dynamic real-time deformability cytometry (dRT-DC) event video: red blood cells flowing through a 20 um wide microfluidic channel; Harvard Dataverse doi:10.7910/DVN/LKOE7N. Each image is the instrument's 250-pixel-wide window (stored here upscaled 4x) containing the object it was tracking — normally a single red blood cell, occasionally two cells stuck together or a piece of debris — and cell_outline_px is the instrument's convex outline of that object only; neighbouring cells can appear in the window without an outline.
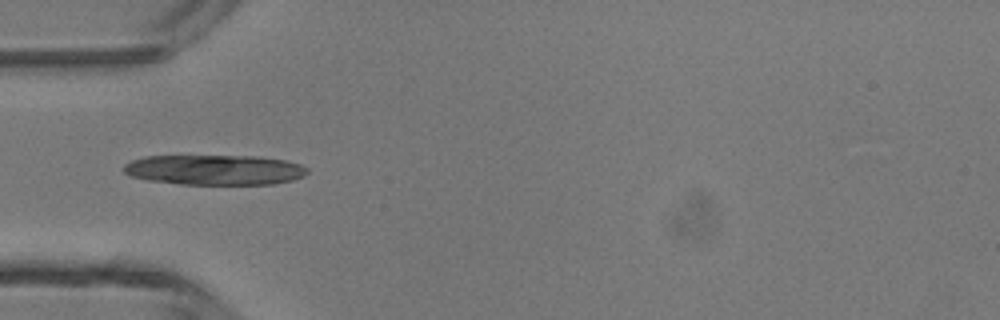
{"species": "common noctule bat (a hibernating species)", "species_latin": "Nyctalus noctula", "temperature_condition": "room temperature", "stored_images_in_passage": 33, "camera_frame_rate_fps": 3000, "um_per_image_px": 0.085, "animal": {"sex": "male", "body_mass_g": 13.3}, "frame": {"image": 1, "passage_image": 1, "time_ms": 0.0, "image_size_px": [1000, 320], "cell_outline_px": [[308, 172], [304, 176], [292, 180], [272, 184], [180, 184], [148, 180], [132, 176], [124, 172], [124, 164], [132, 160], [144, 156], [260, 156], [284, 160], [300, 164], [308, 168]], "centroid_in_image_um": [18.26, 14.43], "position_along_channel_um": 66.7, "area_um2": 32.25}}
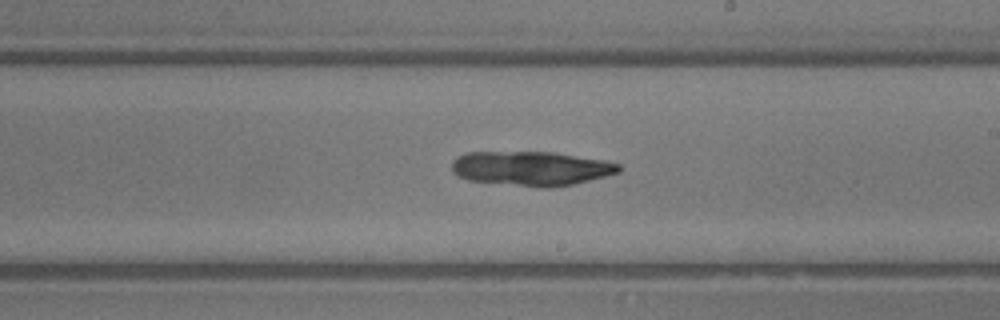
{"frame": {"image": 2, "passage_image": 13, "time_ms": 4.0, "image_size_px": [1000, 320], "cell_outline_px": [[620, 172], [572, 184], [552, 188], [540, 188], [468, 180], [456, 176], [452, 172], [452, 160], [456, 156], [468, 152], [552, 152], [604, 160], [620, 164]], "centroid_in_image_um": [45.1, 14.32], "position_along_channel_um": 243.9, "area_um2": 33.58}}
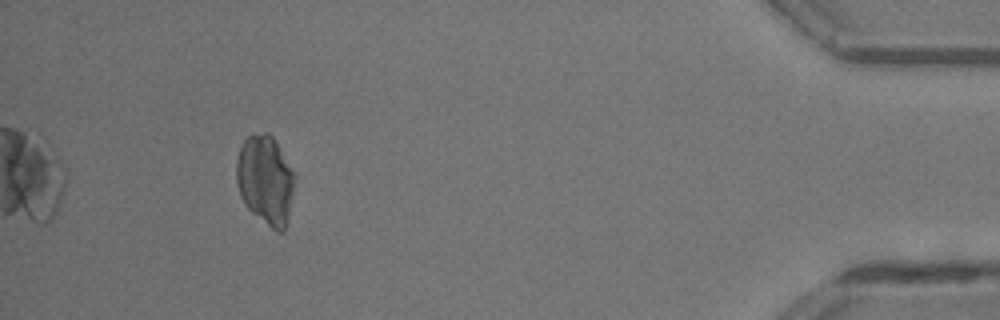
{"frame": {"image": 3, "passage_image": 29, "time_ms": 9.333, "image_size_px": [1000, 320], "cell_outline_px": [[296, 176], [288, 216], [284, 232], [276, 232], [252, 212], [244, 204], [240, 196], [236, 180], [236, 160], [240, 144], [248, 136], [264, 132], [268, 132], [276, 140], [296, 172]], "centroid_in_image_um": [22.57, 15.26], "position_along_channel_um": 412.6, "area_um2": 30.75}}